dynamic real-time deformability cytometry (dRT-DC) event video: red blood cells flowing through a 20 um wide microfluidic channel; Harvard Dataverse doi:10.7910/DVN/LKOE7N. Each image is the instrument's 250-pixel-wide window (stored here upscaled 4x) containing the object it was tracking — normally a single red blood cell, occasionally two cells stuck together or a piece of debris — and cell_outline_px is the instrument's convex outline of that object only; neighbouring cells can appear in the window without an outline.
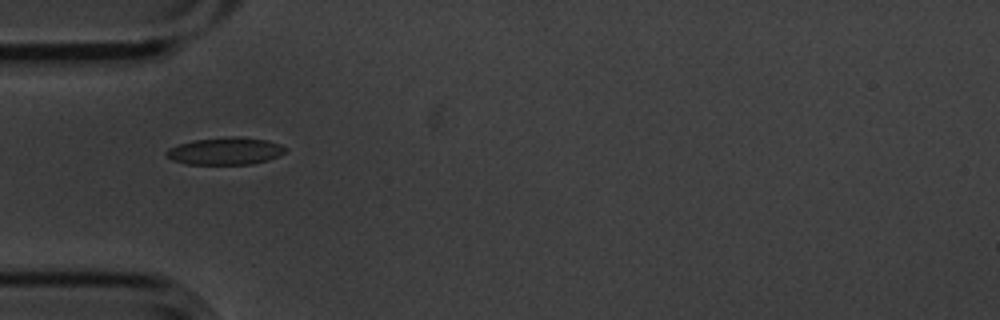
{"species": "common noctule bat (a hibernating species)", "species_latin": "Nyctalus noctula", "temperature_condition": "cold", "stored_images_in_passage": 6, "camera_frame_rate_fps": 3000, "um_per_image_px": 0.085, "animal": {"sex": "male", "body_mass_g": 20.1, "forearm_length_mm": 53.5}, "frame": {"image": 1, "passage_image": 5, "time_ms": 1.333, "image_size_px": [1000, 320], "cell_outline_px": [[288, 148], [280, 156], [268, 160], [252, 164], [184, 164], [172, 160], [164, 156], [164, 152], [168, 148], [192, 140], [232, 136], [236, 136], [264, 140], [280, 144]], "centroid_in_image_um": [19.12, 12.85], "position_along_channel_um": 65.9, "area_um2": 19.07}}
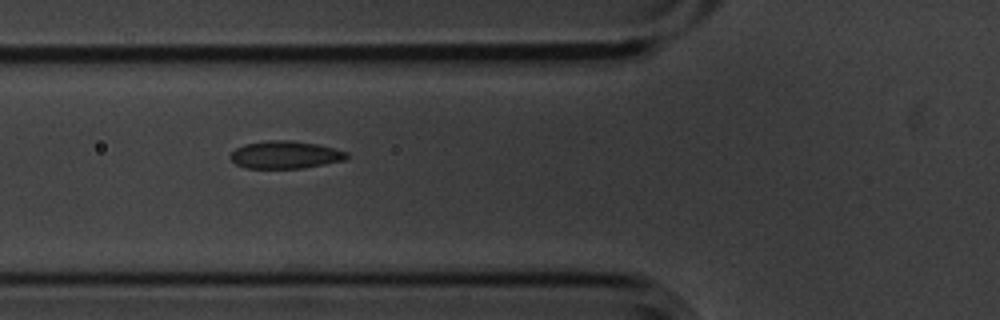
{"frame": {"image": 2, "passage_image": 6, "time_ms": 1.667, "image_size_px": [1000, 320], "cell_outline_px": [[348, 156], [344, 160], [304, 168], [244, 168], [236, 164], [228, 156], [236, 148], [244, 144], [268, 140], [292, 140], [316, 144], [348, 152]], "centroid_in_image_um": [24.21, 13.15], "position_along_channel_um": 101.6, "area_um2": 18.67}}